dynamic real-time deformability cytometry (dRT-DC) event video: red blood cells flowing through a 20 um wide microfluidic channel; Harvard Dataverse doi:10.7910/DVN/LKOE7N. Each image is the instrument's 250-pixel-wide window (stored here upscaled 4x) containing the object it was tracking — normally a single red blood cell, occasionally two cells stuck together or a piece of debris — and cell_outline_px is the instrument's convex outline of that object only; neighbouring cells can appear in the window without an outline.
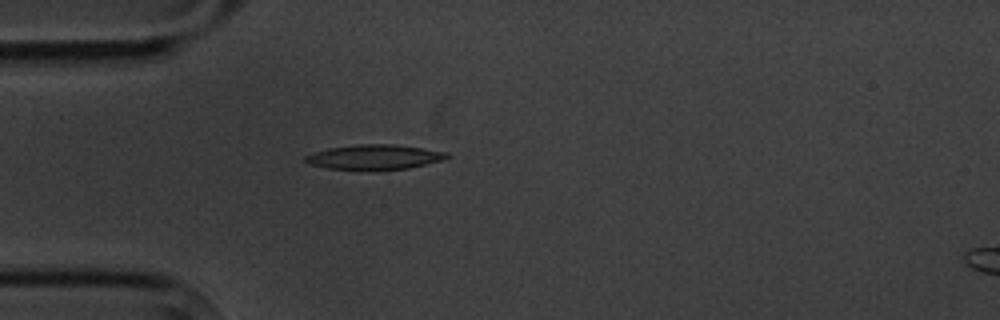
{"species": "common noctule bat (a hibernating species)", "species_latin": "Nyctalus noctula", "temperature_condition": "cold", "stored_images_in_passage": 5, "camera_frame_rate_fps": 3000, "um_per_image_px": 0.085, "animal": {"sex": "male", "body_mass_g": 20.1, "forearm_length_mm": 53.5}, "frame": {"image": 1, "passage_image": 5, "time_ms": 5.0, "image_size_px": [1000, 320], "cell_outline_px": [[448, 156], [444, 160], [408, 168], [328, 168], [308, 164], [304, 160], [304, 156], [312, 152], [328, 148], [356, 144], [396, 144], [448, 152]], "centroid_in_image_um": [31.81, 13.31], "position_along_channel_um": 53.2, "area_um2": 20.0}}